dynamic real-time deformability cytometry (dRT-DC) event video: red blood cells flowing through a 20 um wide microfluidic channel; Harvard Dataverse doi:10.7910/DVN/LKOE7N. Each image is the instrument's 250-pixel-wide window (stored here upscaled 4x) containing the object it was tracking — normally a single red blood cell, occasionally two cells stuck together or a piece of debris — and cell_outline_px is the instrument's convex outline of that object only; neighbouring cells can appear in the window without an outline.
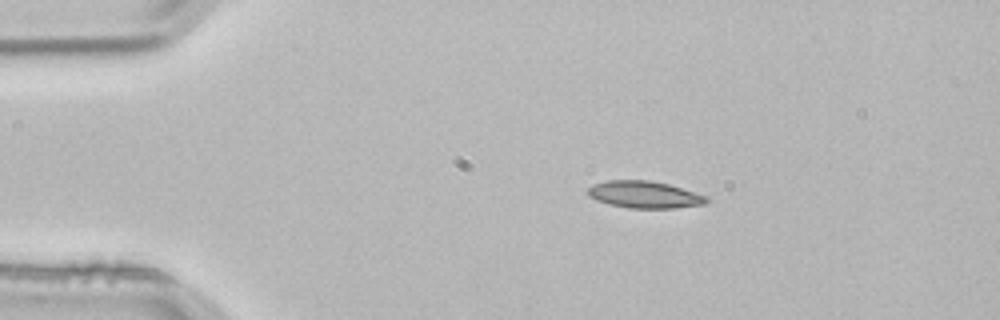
{"species": "common noctule bat (a hibernating species)", "species_latin": "Nyctalus noctula", "temperature_condition": "room temperature", "stored_images_in_passage": 3, "camera_frame_rate_fps": 3000, "um_per_image_px": 0.085, "animal": {"sex": "male", "body_mass_g": 21.5, "forearm_length_mm": 52.0}, "frame": {"image": 1, "passage_image": 2, "time_ms": 0.333, "image_size_px": [1000, 320], "cell_outline_px": [[708, 204], [676, 208], [628, 208], [608, 204], [596, 200], [588, 196], [588, 188], [592, 184], [608, 180], [648, 180], [668, 184], [708, 196]], "centroid_in_image_um": [54.78, 16.55], "position_along_channel_um": 30.2, "area_um2": 18.84}}